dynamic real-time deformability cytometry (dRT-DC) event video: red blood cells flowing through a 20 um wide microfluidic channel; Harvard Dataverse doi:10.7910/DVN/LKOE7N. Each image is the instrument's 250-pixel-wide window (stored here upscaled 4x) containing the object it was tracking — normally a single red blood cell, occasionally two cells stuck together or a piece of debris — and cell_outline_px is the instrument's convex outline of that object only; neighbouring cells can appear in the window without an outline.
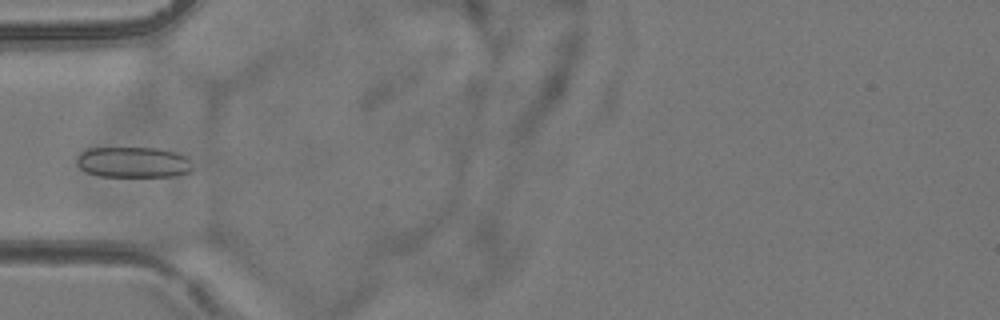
{"species": "common noctule bat (a hibernating species)", "species_latin": "Nyctalus noctula", "temperature_condition": "room temperature", "stored_images_in_passage": 7, "camera_frame_rate_fps": 3000, "um_per_image_px": 0.085, "animal": {"sex": "female", "body_mass_g": 24.6, "forearm_length_mm": 56.2}, "frame": {"image": 1, "passage_image": 6, "time_ms": 6.0, "image_size_px": [1000, 320], "cell_outline_px": [[192, 172], [176, 176], [100, 176], [88, 172], [80, 168], [76, 164], [76, 156], [80, 152], [88, 148], [160, 148], [176, 152], [188, 156], [192, 168]], "centroid_in_image_um": [11.34, 13.78], "position_along_channel_um": 73.7, "area_um2": 20.98}}